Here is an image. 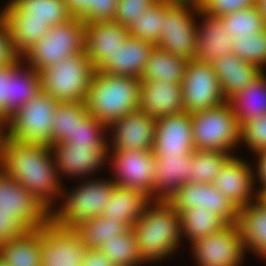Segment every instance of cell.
<instances>
[{
    "label": "cell",
    "instance_id": "cell-1",
    "mask_svg": "<svg viewBox=\"0 0 266 266\" xmlns=\"http://www.w3.org/2000/svg\"><path fill=\"white\" fill-rule=\"evenodd\" d=\"M0 168L50 211L54 209L53 201L61 198V177L58 176L55 157L48 145L23 143L10 138L1 153Z\"/></svg>",
    "mask_w": 266,
    "mask_h": 266
},
{
    "label": "cell",
    "instance_id": "cell-2",
    "mask_svg": "<svg viewBox=\"0 0 266 266\" xmlns=\"http://www.w3.org/2000/svg\"><path fill=\"white\" fill-rule=\"evenodd\" d=\"M180 213L166 201H151L132 226L141 260L146 264L172 255L181 241Z\"/></svg>",
    "mask_w": 266,
    "mask_h": 266
},
{
    "label": "cell",
    "instance_id": "cell-3",
    "mask_svg": "<svg viewBox=\"0 0 266 266\" xmlns=\"http://www.w3.org/2000/svg\"><path fill=\"white\" fill-rule=\"evenodd\" d=\"M140 90V78L96 70L89 85L87 110L109 127L114 121L139 109Z\"/></svg>",
    "mask_w": 266,
    "mask_h": 266
},
{
    "label": "cell",
    "instance_id": "cell-4",
    "mask_svg": "<svg viewBox=\"0 0 266 266\" xmlns=\"http://www.w3.org/2000/svg\"><path fill=\"white\" fill-rule=\"evenodd\" d=\"M95 72L87 54L80 52L40 71L41 91L58 102H86Z\"/></svg>",
    "mask_w": 266,
    "mask_h": 266
},
{
    "label": "cell",
    "instance_id": "cell-5",
    "mask_svg": "<svg viewBox=\"0 0 266 266\" xmlns=\"http://www.w3.org/2000/svg\"><path fill=\"white\" fill-rule=\"evenodd\" d=\"M85 25L80 18L72 17L51 27L21 54V60L26 59L24 64L40 72L69 56L85 52Z\"/></svg>",
    "mask_w": 266,
    "mask_h": 266
},
{
    "label": "cell",
    "instance_id": "cell-6",
    "mask_svg": "<svg viewBox=\"0 0 266 266\" xmlns=\"http://www.w3.org/2000/svg\"><path fill=\"white\" fill-rule=\"evenodd\" d=\"M115 186L112 179L96 178L83 181L72 192L70 191V194L63 189L61 197L63 201L66 200L58 209L56 207L52 209L51 221L60 227L75 229L82 222L101 216L104 204L110 199Z\"/></svg>",
    "mask_w": 266,
    "mask_h": 266
},
{
    "label": "cell",
    "instance_id": "cell-7",
    "mask_svg": "<svg viewBox=\"0 0 266 266\" xmlns=\"http://www.w3.org/2000/svg\"><path fill=\"white\" fill-rule=\"evenodd\" d=\"M195 149L227 152L240 142V125L229 101L214 108L191 113Z\"/></svg>",
    "mask_w": 266,
    "mask_h": 266
},
{
    "label": "cell",
    "instance_id": "cell-8",
    "mask_svg": "<svg viewBox=\"0 0 266 266\" xmlns=\"http://www.w3.org/2000/svg\"><path fill=\"white\" fill-rule=\"evenodd\" d=\"M196 16L200 17L198 6L165 1L161 37L156 46L187 60L194 59L197 47Z\"/></svg>",
    "mask_w": 266,
    "mask_h": 266
},
{
    "label": "cell",
    "instance_id": "cell-9",
    "mask_svg": "<svg viewBox=\"0 0 266 266\" xmlns=\"http://www.w3.org/2000/svg\"><path fill=\"white\" fill-rule=\"evenodd\" d=\"M58 103L52 96L40 91L9 117L10 138L50 146L52 117Z\"/></svg>",
    "mask_w": 266,
    "mask_h": 266
},
{
    "label": "cell",
    "instance_id": "cell-10",
    "mask_svg": "<svg viewBox=\"0 0 266 266\" xmlns=\"http://www.w3.org/2000/svg\"><path fill=\"white\" fill-rule=\"evenodd\" d=\"M181 87L183 108L187 113L214 108L226 102L210 63L189 60Z\"/></svg>",
    "mask_w": 266,
    "mask_h": 266
},
{
    "label": "cell",
    "instance_id": "cell-11",
    "mask_svg": "<svg viewBox=\"0 0 266 266\" xmlns=\"http://www.w3.org/2000/svg\"><path fill=\"white\" fill-rule=\"evenodd\" d=\"M0 210L9 211L28 232L51 221V211L0 168Z\"/></svg>",
    "mask_w": 266,
    "mask_h": 266
},
{
    "label": "cell",
    "instance_id": "cell-12",
    "mask_svg": "<svg viewBox=\"0 0 266 266\" xmlns=\"http://www.w3.org/2000/svg\"><path fill=\"white\" fill-rule=\"evenodd\" d=\"M191 246L198 266H241L246 256L235 223L196 240Z\"/></svg>",
    "mask_w": 266,
    "mask_h": 266
},
{
    "label": "cell",
    "instance_id": "cell-13",
    "mask_svg": "<svg viewBox=\"0 0 266 266\" xmlns=\"http://www.w3.org/2000/svg\"><path fill=\"white\" fill-rule=\"evenodd\" d=\"M112 151V152H111ZM111 168L116 186L139 190L152 201L154 190L155 157L152 151L146 150H111Z\"/></svg>",
    "mask_w": 266,
    "mask_h": 266
},
{
    "label": "cell",
    "instance_id": "cell-14",
    "mask_svg": "<svg viewBox=\"0 0 266 266\" xmlns=\"http://www.w3.org/2000/svg\"><path fill=\"white\" fill-rule=\"evenodd\" d=\"M42 266H81L87 246L75 229L50 221L41 227Z\"/></svg>",
    "mask_w": 266,
    "mask_h": 266
},
{
    "label": "cell",
    "instance_id": "cell-15",
    "mask_svg": "<svg viewBox=\"0 0 266 266\" xmlns=\"http://www.w3.org/2000/svg\"><path fill=\"white\" fill-rule=\"evenodd\" d=\"M179 213L193 207L213 212L227 224L237 220L238 208L213 184L185 183L167 201Z\"/></svg>",
    "mask_w": 266,
    "mask_h": 266
},
{
    "label": "cell",
    "instance_id": "cell-16",
    "mask_svg": "<svg viewBox=\"0 0 266 266\" xmlns=\"http://www.w3.org/2000/svg\"><path fill=\"white\" fill-rule=\"evenodd\" d=\"M156 120L139 109L124 115L108 127L107 131H111L113 138H110L112 144L108 143V147L118 151H152Z\"/></svg>",
    "mask_w": 266,
    "mask_h": 266
},
{
    "label": "cell",
    "instance_id": "cell-17",
    "mask_svg": "<svg viewBox=\"0 0 266 266\" xmlns=\"http://www.w3.org/2000/svg\"><path fill=\"white\" fill-rule=\"evenodd\" d=\"M194 150L191 113L182 111L157 118L152 148L154 157L184 155Z\"/></svg>",
    "mask_w": 266,
    "mask_h": 266
},
{
    "label": "cell",
    "instance_id": "cell-18",
    "mask_svg": "<svg viewBox=\"0 0 266 266\" xmlns=\"http://www.w3.org/2000/svg\"><path fill=\"white\" fill-rule=\"evenodd\" d=\"M55 157L58 174L65 177H88L99 171L107 159L109 160L108 146H82L68 143L53 144L50 146ZM97 170V171H96ZM62 172V173H61ZM83 176V177H82Z\"/></svg>",
    "mask_w": 266,
    "mask_h": 266
},
{
    "label": "cell",
    "instance_id": "cell-19",
    "mask_svg": "<svg viewBox=\"0 0 266 266\" xmlns=\"http://www.w3.org/2000/svg\"><path fill=\"white\" fill-rule=\"evenodd\" d=\"M249 166L246 161L233 155L224 163L213 182V185L238 209L258 198L257 190H254L257 189L254 188V172Z\"/></svg>",
    "mask_w": 266,
    "mask_h": 266
},
{
    "label": "cell",
    "instance_id": "cell-20",
    "mask_svg": "<svg viewBox=\"0 0 266 266\" xmlns=\"http://www.w3.org/2000/svg\"><path fill=\"white\" fill-rule=\"evenodd\" d=\"M128 36L127 27L115 21L85 25V53L96 70L112 59V55Z\"/></svg>",
    "mask_w": 266,
    "mask_h": 266
},
{
    "label": "cell",
    "instance_id": "cell-21",
    "mask_svg": "<svg viewBox=\"0 0 266 266\" xmlns=\"http://www.w3.org/2000/svg\"><path fill=\"white\" fill-rule=\"evenodd\" d=\"M72 17L65 0H8L0 11L1 20L48 23L50 27Z\"/></svg>",
    "mask_w": 266,
    "mask_h": 266
},
{
    "label": "cell",
    "instance_id": "cell-22",
    "mask_svg": "<svg viewBox=\"0 0 266 266\" xmlns=\"http://www.w3.org/2000/svg\"><path fill=\"white\" fill-rule=\"evenodd\" d=\"M191 154L155 157L152 201H168L182 184L190 183Z\"/></svg>",
    "mask_w": 266,
    "mask_h": 266
},
{
    "label": "cell",
    "instance_id": "cell-23",
    "mask_svg": "<svg viewBox=\"0 0 266 266\" xmlns=\"http://www.w3.org/2000/svg\"><path fill=\"white\" fill-rule=\"evenodd\" d=\"M139 110L155 118L184 111L181 85L141 80Z\"/></svg>",
    "mask_w": 266,
    "mask_h": 266
},
{
    "label": "cell",
    "instance_id": "cell-24",
    "mask_svg": "<svg viewBox=\"0 0 266 266\" xmlns=\"http://www.w3.org/2000/svg\"><path fill=\"white\" fill-rule=\"evenodd\" d=\"M212 66L226 101L264 72L257 65L238 58L233 52L217 57Z\"/></svg>",
    "mask_w": 266,
    "mask_h": 266
},
{
    "label": "cell",
    "instance_id": "cell-25",
    "mask_svg": "<svg viewBox=\"0 0 266 266\" xmlns=\"http://www.w3.org/2000/svg\"><path fill=\"white\" fill-rule=\"evenodd\" d=\"M154 44L140 38L128 36L99 71L111 75L140 78Z\"/></svg>",
    "mask_w": 266,
    "mask_h": 266
},
{
    "label": "cell",
    "instance_id": "cell-26",
    "mask_svg": "<svg viewBox=\"0 0 266 266\" xmlns=\"http://www.w3.org/2000/svg\"><path fill=\"white\" fill-rule=\"evenodd\" d=\"M236 226L246 250L266 259V202L263 198L240 207Z\"/></svg>",
    "mask_w": 266,
    "mask_h": 266
},
{
    "label": "cell",
    "instance_id": "cell-27",
    "mask_svg": "<svg viewBox=\"0 0 266 266\" xmlns=\"http://www.w3.org/2000/svg\"><path fill=\"white\" fill-rule=\"evenodd\" d=\"M201 23L197 26V47L195 60L212 64L217 57L232 53L233 39L219 17H212L200 11Z\"/></svg>",
    "mask_w": 266,
    "mask_h": 266
},
{
    "label": "cell",
    "instance_id": "cell-28",
    "mask_svg": "<svg viewBox=\"0 0 266 266\" xmlns=\"http://www.w3.org/2000/svg\"><path fill=\"white\" fill-rule=\"evenodd\" d=\"M150 202V198L139 190L115 186L101 216L119 219L132 227Z\"/></svg>",
    "mask_w": 266,
    "mask_h": 266
},
{
    "label": "cell",
    "instance_id": "cell-29",
    "mask_svg": "<svg viewBox=\"0 0 266 266\" xmlns=\"http://www.w3.org/2000/svg\"><path fill=\"white\" fill-rule=\"evenodd\" d=\"M24 65L21 58L13 63V76L9 80V103L5 106V116L8 118L41 91L39 72L28 65L24 68Z\"/></svg>",
    "mask_w": 266,
    "mask_h": 266
},
{
    "label": "cell",
    "instance_id": "cell-30",
    "mask_svg": "<svg viewBox=\"0 0 266 266\" xmlns=\"http://www.w3.org/2000/svg\"><path fill=\"white\" fill-rule=\"evenodd\" d=\"M7 266H42L41 228L0 244Z\"/></svg>",
    "mask_w": 266,
    "mask_h": 266
},
{
    "label": "cell",
    "instance_id": "cell-31",
    "mask_svg": "<svg viewBox=\"0 0 266 266\" xmlns=\"http://www.w3.org/2000/svg\"><path fill=\"white\" fill-rule=\"evenodd\" d=\"M188 61L181 56L173 55L155 45L140 80L168 81L181 85Z\"/></svg>",
    "mask_w": 266,
    "mask_h": 266
},
{
    "label": "cell",
    "instance_id": "cell-32",
    "mask_svg": "<svg viewBox=\"0 0 266 266\" xmlns=\"http://www.w3.org/2000/svg\"><path fill=\"white\" fill-rule=\"evenodd\" d=\"M240 127L266 114V72L229 100Z\"/></svg>",
    "mask_w": 266,
    "mask_h": 266
},
{
    "label": "cell",
    "instance_id": "cell-33",
    "mask_svg": "<svg viewBox=\"0 0 266 266\" xmlns=\"http://www.w3.org/2000/svg\"><path fill=\"white\" fill-rule=\"evenodd\" d=\"M180 237H187L192 244L200 238L220 231L227 223L217 214L196 207L180 213ZM184 235V236H183Z\"/></svg>",
    "mask_w": 266,
    "mask_h": 266
},
{
    "label": "cell",
    "instance_id": "cell-34",
    "mask_svg": "<svg viewBox=\"0 0 266 266\" xmlns=\"http://www.w3.org/2000/svg\"><path fill=\"white\" fill-rule=\"evenodd\" d=\"M131 227L124 221L112 217L97 216L82 222L75 230L79 233L87 248H99L106 240L125 233Z\"/></svg>",
    "mask_w": 266,
    "mask_h": 266
},
{
    "label": "cell",
    "instance_id": "cell-35",
    "mask_svg": "<svg viewBox=\"0 0 266 266\" xmlns=\"http://www.w3.org/2000/svg\"><path fill=\"white\" fill-rule=\"evenodd\" d=\"M115 266H141L136 235L132 227L125 233L113 236L98 248Z\"/></svg>",
    "mask_w": 266,
    "mask_h": 266
},
{
    "label": "cell",
    "instance_id": "cell-36",
    "mask_svg": "<svg viewBox=\"0 0 266 266\" xmlns=\"http://www.w3.org/2000/svg\"><path fill=\"white\" fill-rule=\"evenodd\" d=\"M87 111L86 102H59L53 114L50 146L64 143L78 130L79 117Z\"/></svg>",
    "mask_w": 266,
    "mask_h": 266
},
{
    "label": "cell",
    "instance_id": "cell-37",
    "mask_svg": "<svg viewBox=\"0 0 266 266\" xmlns=\"http://www.w3.org/2000/svg\"><path fill=\"white\" fill-rule=\"evenodd\" d=\"M231 156L233 153L195 149L191 154L190 183L213 184L222 166Z\"/></svg>",
    "mask_w": 266,
    "mask_h": 266
},
{
    "label": "cell",
    "instance_id": "cell-38",
    "mask_svg": "<svg viewBox=\"0 0 266 266\" xmlns=\"http://www.w3.org/2000/svg\"><path fill=\"white\" fill-rule=\"evenodd\" d=\"M225 25L228 36L234 40L239 36L256 35L266 28V22L258 12L256 6L239 9L219 17Z\"/></svg>",
    "mask_w": 266,
    "mask_h": 266
},
{
    "label": "cell",
    "instance_id": "cell-39",
    "mask_svg": "<svg viewBox=\"0 0 266 266\" xmlns=\"http://www.w3.org/2000/svg\"><path fill=\"white\" fill-rule=\"evenodd\" d=\"M164 15L165 0H157L127 28L129 36L157 45L161 37Z\"/></svg>",
    "mask_w": 266,
    "mask_h": 266
},
{
    "label": "cell",
    "instance_id": "cell-40",
    "mask_svg": "<svg viewBox=\"0 0 266 266\" xmlns=\"http://www.w3.org/2000/svg\"><path fill=\"white\" fill-rule=\"evenodd\" d=\"M10 33L15 50L21 55L51 28L48 23L25 22V20H2Z\"/></svg>",
    "mask_w": 266,
    "mask_h": 266
},
{
    "label": "cell",
    "instance_id": "cell-41",
    "mask_svg": "<svg viewBox=\"0 0 266 266\" xmlns=\"http://www.w3.org/2000/svg\"><path fill=\"white\" fill-rule=\"evenodd\" d=\"M106 130L108 127L96 120L87 110L79 117L76 133L72 137H68L64 143L82 146H108V141L104 138L108 132Z\"/></svg>",
    "mask_w": 266,
    "mask_h": 266
},
{
    "label": "cell",
    "instance_id": "cell-42",
    "mask_svg": "<svg viewBox=\"0 0 266 266\" xmlns=\"http://www.w3.org/2000/svg\"><path fill=\"white\" fill-rule=\"evenodd\" d=\"M232 52L238 58L253 63L264 71L266 66V28L256 35L239 36L233 41Z\"/></svg>",
    "mask_w": 266,
    "mask_h": 266
},
{
    "label": "cell",
    "instance_id": "cell-43",
    "mask_svg": "<svg viewBox=\"0 0 266 266\" xmlns=\"http://www.w3.org/2000/svg\"><path fill=\"white\" fill-rule=\"evenodd\" d=\"M240 142H245L255 154L266 150V114L244 123L240 129Z\"/></svg>",
    "mask_w": 266,
    "mask_h": 266
},
{
    "label": "cell",
    "instance_id": "cell-44",
    "mask_svg": "<svg viewBox=\"0 0 266 266\" xmlns=\"http://www.w3.org/2000/svg\"><path fill=\"white\" fill-rule=\"evenodd\" d=\"M257 0H202L199 6L200 11L212 17H220L222 15L256 6Z\"/></svg>",
    "mask_w": 266,
    "mask_h": 266
},
{
    "label": "cell",
    "instance_id": "cell-45",
    "mask_svg": "<svg viewBox=\"0 0 266 266\" xmlns=\"http://www.w3.org/2000/svg\"><path fill=\"white\" fill-rule=\"evenodd\" d=\"M115 22L127 28L157 0H118Z\"/></svg>",
    "mask_w": 266,
    "mask_h": 266
},
{
    "label": "cell",
    "instance_id": "cell-46",
    "mask_svg": "<svg viewBox=\"0 0 266 266\" xmlns=\"http://www.w3.org/2000/svg\"><path fill=\"white\" fill-rule=\"evenodd\" d=\"M11 214L0 210V244L28 232Z\"/></svg>",
    "mask_w": 266,
    "mask_h": 266
},
{
    "label": "cell",
    "instance_id": "cell-47",
    "mask_svg": "<svg viewBox=\"0 0 266 266\" xmlns=\"http://www.w3.org/2000/svg\"><path fill=\"white\" fill-rule=\"evenodd\" d=\"M21 55L15 50L6 24L0 18V67L17 62Z\"/></svg>",
    "mask_w": 266,
    "mask_h": 266
},
{
    "label": "cell",
    "instance_id": "cell-48",
    "mask_svg": "<svg viewBox=\"0 0 266 266\" xmlns=\"http://www.w3.org/2000/svg\"><path fill=\"white\" fill-rule=\"evenodd\" d=\"M73 17L80 18L85 24L94 22L95 0H65Z\"/></svg>",
    "mask_w": 266,
    "mask_h": 266
},
{
    "label": "cell",
    "instance_id": "cell-49",
    "mask_svg": "<svg viewBox=\"0 0 266 266\" xmlns=\"http://www.w3.org/2000/svg\"><path fill=\"white\" fill-rule=\"evenodd\" d=\"M118 0H95L94 22L115 21Z\"/></svg>",
    "mask_w": 266,
    "mask_h": 266
},
{
    "label": "cell",
    "instance_id": "cell-50",
    "mask_svg": "<svg viewBox=\"0 0 266 266\" xmlns=\"http://www.w3.org/2000/svg\"><path fill=\"white\" fill-rule=\"evenodd\" d=\"M13 76V63L0 67V114L5 115V106L9 103V80Z\"/></svg>",
    "mask_w": 266,
    "mask_h": 266
},
{
    "label": "cell",
    "instance_id": "cell-51",
    "mask_svg": "<svg viewBox=\"0 0 266 266\" xmlns=\"http://www.w3.org/2000/svg\"><path fill=\"white\" fill-rule=\"evenodd\" d=\"M81 266H115L98 248H87Z\"/></svg>",
    "mask_w": 266,
    "mask_h": 266
},
{
    "label": "cell",
    "instance_id": "cell-52",
    "mask_svg": "<svg viewBox=\"0 0 266 266\" xmlns=\"http://www.w3.org/2000/svg\"><path fill=\"white\" fill-rule=\"evenodd\" d=\"M257 156L258 163L256 164V169L254 173L256 175V179H258V183L261 188H257V193L259 198H263L266 195V150L255 154Z\"/></svg>",
    "mask_w": 266,
    "mask_h": 266
},
{
    "label": "cell",
    "instance_id": "cell-53",
    "mask_svg": "<svg viewBox=\"0 0 266 266\" xmlns=\"http://www.w3.org/2000/svg\"><path fill=\"white\" fill-rule=\"evenodd\" d=\"M10 139L9 118L0 114V157L3 150L7 147Z\"/></svg>",
    "mask_w": 266,
    "mask_h": 266
},
{
    "label": "cell",
    "instance_id": "cell-54",
    "mask_svg": "<svg viewBox=\"0 0 266 266\" xmlns=\"http://www.w3.org/2000/svg\"><path fill=\"white\" fill-rule=\"evenodd\" d=\"M256 8L266 22V0H257Z\"/></svg>",
    "mask_w": 266,
    "mask_h": 266
},
{
    "label": "cell",
    "instance_id": "cell-55",
    "mask_svg": "<svg viewBox=\"0 0 266 266\" xmlns=\"http://www.w3.org/2000/svg\"><path fill=\"white\" fill-rule=\"evenodd\" d=\"M168 1L170 3H186V4H191V5H195V6H200L202 3V0H165Z\"/></svg>",
    "mask_w": 266,
    "mask_h": 266
},
{
    "label": "cell",
    "instance_id": "cell-56",
    "mask_svg": "<svg viewBox=\"0 0 266 266\" xmlns=\"http://www.w3.org/2000/svg\"><path fill=\"white\" fill-rule=\"evenodd\" d=\"M0 266H7L5 262L3 261L2 257L0 256Z\"/></svg>",
    "mask_w": 266,
    "mask_h": 266
}]
</instances>
